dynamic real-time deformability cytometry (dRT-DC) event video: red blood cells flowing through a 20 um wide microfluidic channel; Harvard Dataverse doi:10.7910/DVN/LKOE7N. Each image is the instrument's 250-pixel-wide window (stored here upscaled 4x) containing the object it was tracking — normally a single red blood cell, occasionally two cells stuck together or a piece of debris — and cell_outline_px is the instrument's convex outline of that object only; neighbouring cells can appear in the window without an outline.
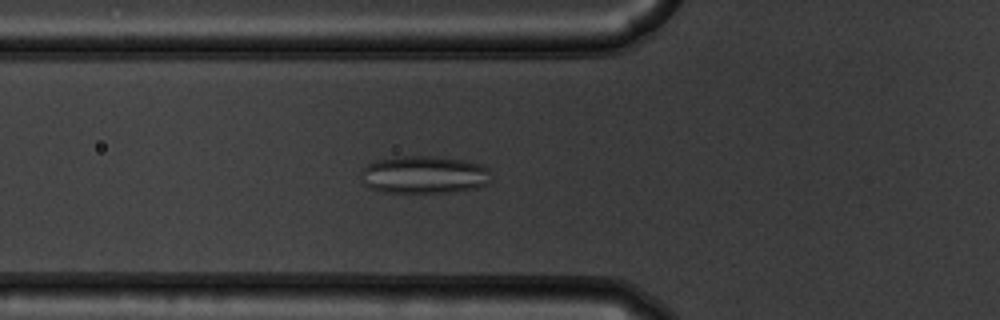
{"species": "common noctule bat (a hibernating species)", "species_latin": "Nyctalus noctula", "temperature_condition": "warm", "stored_images_in_passage": 54, "segment_of_instrument_passage": [1, 2], "camera_frame_rate_fps": 3000, "um_per_image_px": 0.085, "animal": {"sex": "male", "body_mass_g": 19.5, "forearm_length_mm": 54.6}, "frame": {"image": 1, "passage_image": 19, "time_ms": 6.0, "image_size_px": [1000, 320], "cell_outline_px": [[488, 180], [484, 184], [476, 188], [456, 192], [380, 192], [368, 188], [360, 180], [360, 172], [368, 164], [376, 160], [396, 156], [436, 156], [464, 160], [480, 164], [488, 168]], "centroid_in_image_um": [35.97, 14.85], "position_along_channel_um": 89.8, "area_um2": 28.73}}
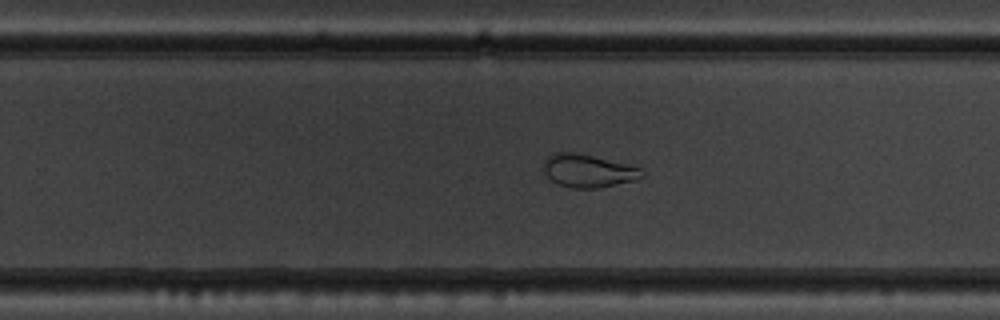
{"frame": {"image": 2, "passage_image": 34, "time_ms": 11.0, "image_size_px": [1000, 320], "cell_outline_px": [[644, 176], [636, 180], [596, 188], [572, 188], [560, 184], [552, 180], [544, 172], [544, 160], [552, 152], [580, 152], [640, 168]], "centroid_in_image_um": [49.96, 14.5], "position_along_channel_um": 279.8, "area_um2": 18.79}}
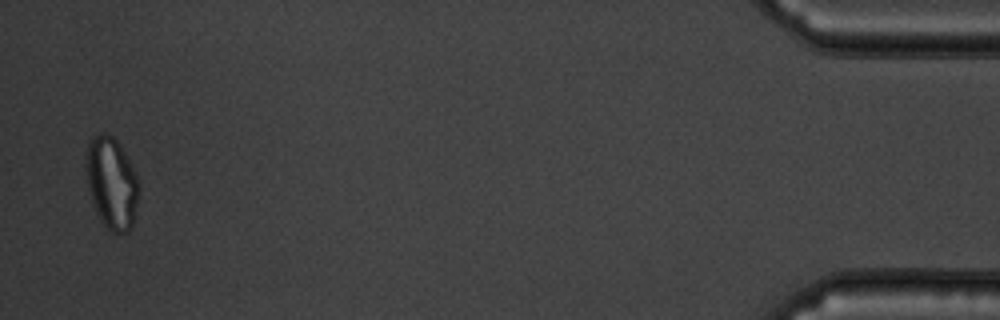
{"frame": {"image": 3, "passage_image": 52, "time_ms": 17.0, "image_size_px": [1000, 320], "cell_outline_px": [[136, 204], [132, 224], [128, 232], [112, 232], [100, 220], [92, 204], [88, 188], [84, 164], [88, 140], [92, 136], [100, 132], [104, 132], [112, 136], [120, 144], [136, 176]], "centroid_in_image_um": [9.41, 15.5], "position_along_channel_um": 425.8, "area_um2": 27.92}}